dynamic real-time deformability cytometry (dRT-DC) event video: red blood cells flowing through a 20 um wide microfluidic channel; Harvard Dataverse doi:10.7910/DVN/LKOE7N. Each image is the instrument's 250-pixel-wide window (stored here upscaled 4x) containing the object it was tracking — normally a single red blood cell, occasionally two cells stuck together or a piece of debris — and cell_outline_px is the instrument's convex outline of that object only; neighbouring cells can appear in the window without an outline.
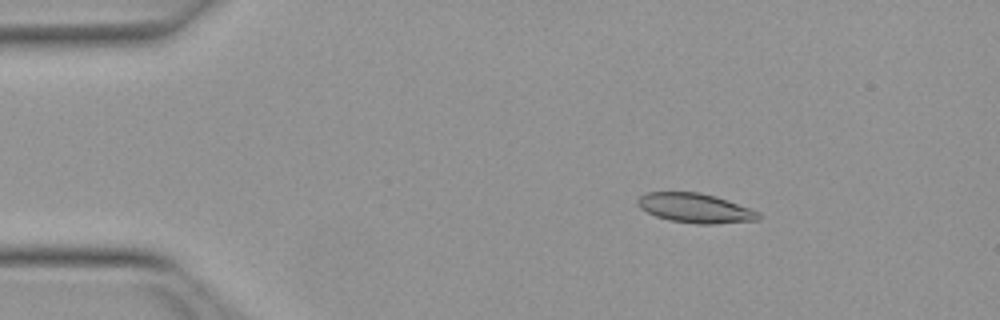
{"species": "Egyptian fruit bat (a non-hibernating species)", "species_latin": "Rousettus aegyptiacus", "temperature_condition": "warm", "stored_images_in_passage": 51, "camera_frame_rate_fps": 3000, "um_per_image_px": 0.085, "animal": {"sex": "female"}, "frame": {"image": 1, "passage_image": 8, "time_ms": 2.333, "image_size_px": [1000, 320], "cell_outline_px": [[760, 220], [716, 224], [696, 224], [668, 220], [656, 216], [640, 208], [636, 204], [636, 200], [640, 196], [648, 192], [700, 192], [716, 196], [760, 212]], "centroid_in_image_um": [59.09, 17.69], "position_along_channel_um": 25.9, "area_um2": 20.87}}
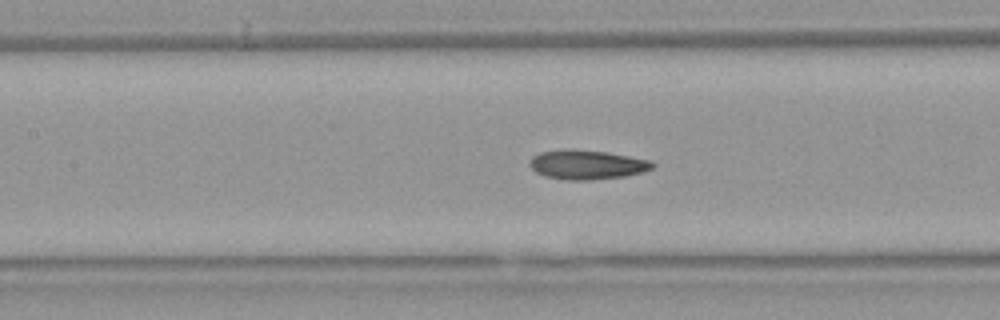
{"frame": {"image": 2, "passage_image": 23, "time_ms": 7.333, "image_size_px": [1000, 320], "cell_outline_px": [[656, 164], [652, 168], [640, 172], [624, 176], [592, 180], [564, 180], [544, 176], [536, 172], [528, 164], [532, 156], [540, 152], [568, 148], [608, 152], [652, 160]], "centroid_in_image_um": [49.87, 13.99], "position_along_channel_um": 157.5, "area_um2": 21.21}}
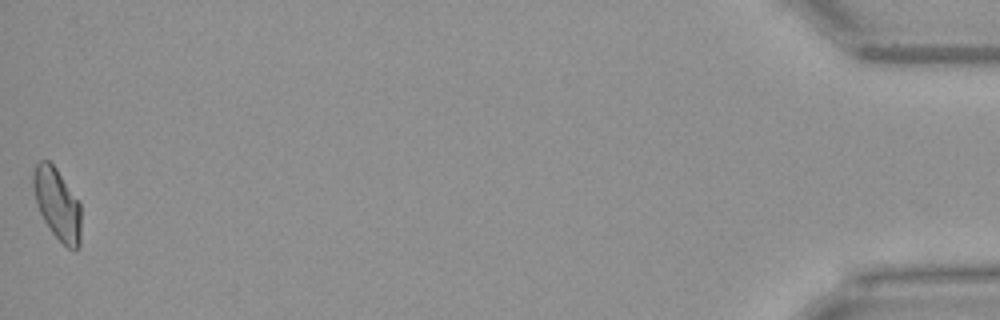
{"frame": {"image": 3, "passage_image": 51, "time_ms": 16.667, "image_size_px": [1000, 320], "cell_outline_px": [[80, 248], [68, 248], [52, 232], [44, 220], [36, 204], [32, 184], [32, 172], [36, 164], [40, 160], [48, 160], [56, 168], [80, 204]], "centroid_in_image_um": [4.84, 17.32], "position_along_channel_um": 430.4, "area_um2": 19.65}, "authors_computed_cell_mechanics": {"area_um2": 20.2878, "velocity_mm_per_s": 3.9862, "shape_relaxation_time_tau1_ms": 3.9803, "shape_relaxation_time_tau2_ms": 2.156, "deformation_change_tau1": 0.1499, "deformation_change_tau2": 0.0897}}